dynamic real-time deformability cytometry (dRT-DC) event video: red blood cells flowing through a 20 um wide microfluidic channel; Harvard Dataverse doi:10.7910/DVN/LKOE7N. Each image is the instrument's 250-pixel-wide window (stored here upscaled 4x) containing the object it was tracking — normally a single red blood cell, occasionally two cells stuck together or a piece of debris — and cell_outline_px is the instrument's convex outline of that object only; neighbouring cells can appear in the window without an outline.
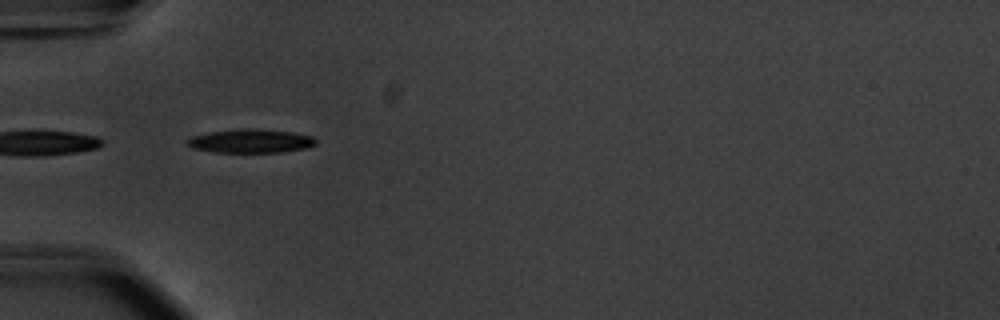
{"species": "common noctule bat (a hibernating species)", "species_latin": "Nyctalus noctula", "temperature_condition": "warm", "stored_images_in_passage": 19, "camera_frame_rate_fps": 3000, "um_per_image_px": 0.085, "animal": {"sex": "male", "body_mass_g": 20.1, "forearm_length_mm": 53.5}, "frame": {"image": 1, "passage_image": 1, "time_ms": 0.0, "image_size_px": [1000, 320], "cell_outline_px": [[316, 144], [304, 148], [284, 152], [216, 152], [192, 148], [184, 140], [192, 136], [212, 132], [240, 128], [256, 128], [292, 132], [312, 136], [316, 140]], "centroid_in_image_um": [21.3, 11.98], "position_along_channel_um": 63.7, "area_um2": 17.74}}